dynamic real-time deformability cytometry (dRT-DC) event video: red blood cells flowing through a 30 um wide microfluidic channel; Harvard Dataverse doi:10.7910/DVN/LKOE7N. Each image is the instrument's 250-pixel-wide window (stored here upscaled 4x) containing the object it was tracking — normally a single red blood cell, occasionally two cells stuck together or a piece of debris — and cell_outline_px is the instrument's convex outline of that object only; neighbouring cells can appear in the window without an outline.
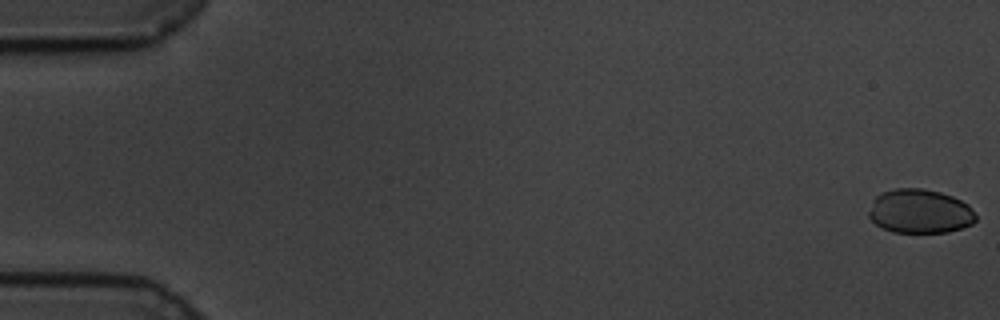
{"species": "common noctule bat (a hibernating species)", "species_latin": "Nyctalus noctula", "temperature_condition": "cold", "stored_images_in_passage": 17, "camera_frame_rate_fps": 3000, "um_per_image_px": 0.085, "animal": {"sex": "male", "body_mass_g": 19.5, "forearm_length_mm": 54.6}, "frame": {"image": 1, "passage_image": 1, "time_ms": 0.0, "image_size_px": [1000, 320], "cell_outline_px": [[976, 220], [972, 224], [948, 232], [892, 232], [876, 224], [868, 216], [868, 212], [872, 200], [876, 196], [884, 192], [896, 188], [924, 188], [940, 192], [952, 196], [968, 204], [976, 216]], "centroid_in_image_um": [78.18, 17.95], "position_along_channel_um": 6.8, "area_um2": 27.46}}